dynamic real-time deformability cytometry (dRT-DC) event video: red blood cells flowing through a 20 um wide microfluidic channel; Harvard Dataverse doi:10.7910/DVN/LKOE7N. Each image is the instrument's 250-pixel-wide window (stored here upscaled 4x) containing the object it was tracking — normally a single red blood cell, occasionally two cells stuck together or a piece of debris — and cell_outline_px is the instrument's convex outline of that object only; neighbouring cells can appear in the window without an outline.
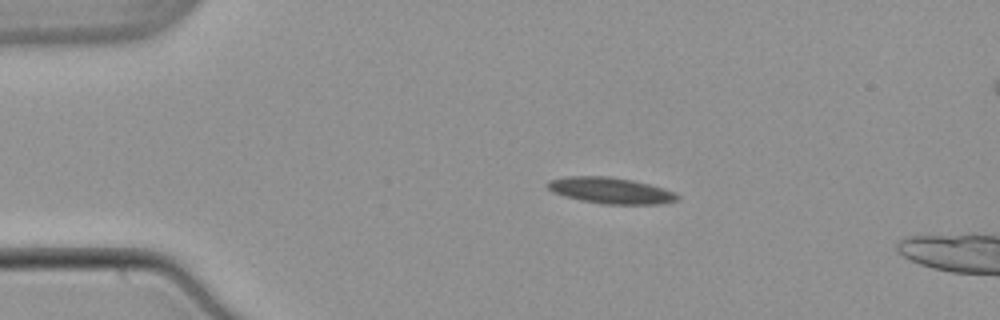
{"species": "common noctule bat (a hibernating species)", "species_latin": "Nyctalus noctula", "temperature_condition": "warm", "stored_images_in_passage": 45, "camera_frame_rate_fps": 3000, "um_per_image_px": 0.085, "animal": {"sex": "male", "body_mass_g": 21.5, "forearm_length_mm": 52.0}, "frame": {"image": 1, "passage_image": 1, "time_ms": 0.0, "image_size_px": [1000, 320], "cell_outline_px": [[680, 196], [676, 200], [660, 204], [604, 204], [564, 196], [552, 192], [544, 184], [548, 180], [568, 176], [608, 176], [632, 180], [664, 188]], "centroid_in_image_um": [51.85, 16.18], "position_along_channel_um": 33.1, "area_um2": 19.65}}
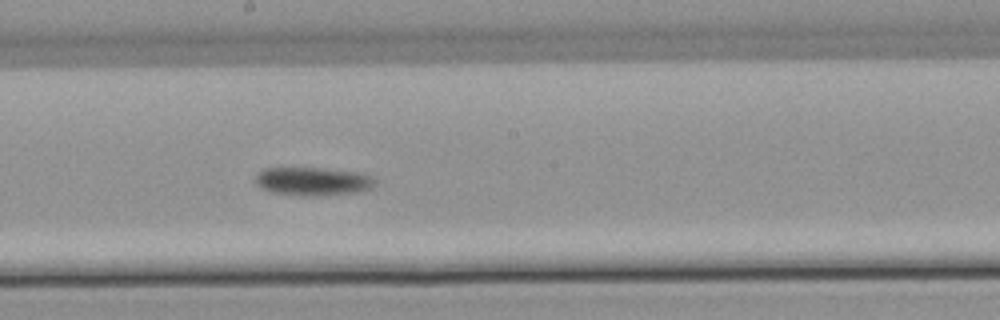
{"frame": {"image": 2, "passage_image": 20, "time_ms": 6.333, "image_size_px": [1000, 320], "cell_outline_px": [[376, 184], [372, 188], [360, 192], [320, 196], [300, 196], [272, 192], [256, 184], [256, 176], [264, 168], [324, 168], [360, 172], [372, 176], [376, 180]], "centroid_in_image_um": [26.67, 15.42], "position_along_channel_um": 221.5, "area_um2": 20.0}}
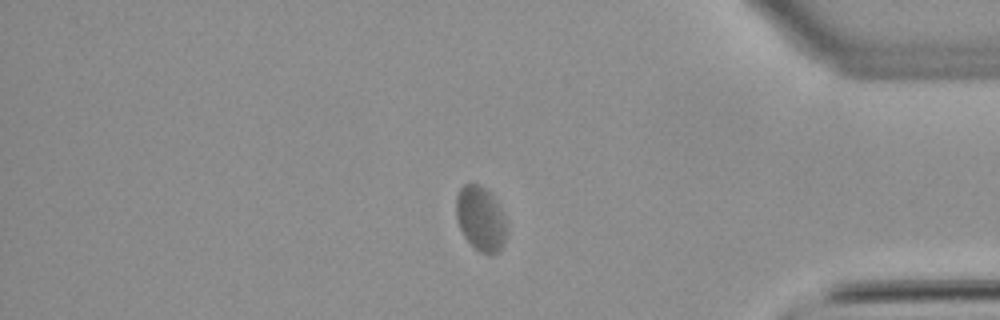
{"frame": {"image": 3, "passage_image": 36, "time_ms": 11.667, "image_size_px": [1000, 320], "cell_outline_px": [[508, 232], [504, 244], [496, 252], [488, 256], [480, 252], [464, 236], [456, 220], [456, 196], [460, 188], [464, 184], [480, 184], [492, 192], [508, 224]], "centroid_in_image_um": [40.88, 18.57], "position_along_channel_um": 394.3, "area_um2": 19.42}}